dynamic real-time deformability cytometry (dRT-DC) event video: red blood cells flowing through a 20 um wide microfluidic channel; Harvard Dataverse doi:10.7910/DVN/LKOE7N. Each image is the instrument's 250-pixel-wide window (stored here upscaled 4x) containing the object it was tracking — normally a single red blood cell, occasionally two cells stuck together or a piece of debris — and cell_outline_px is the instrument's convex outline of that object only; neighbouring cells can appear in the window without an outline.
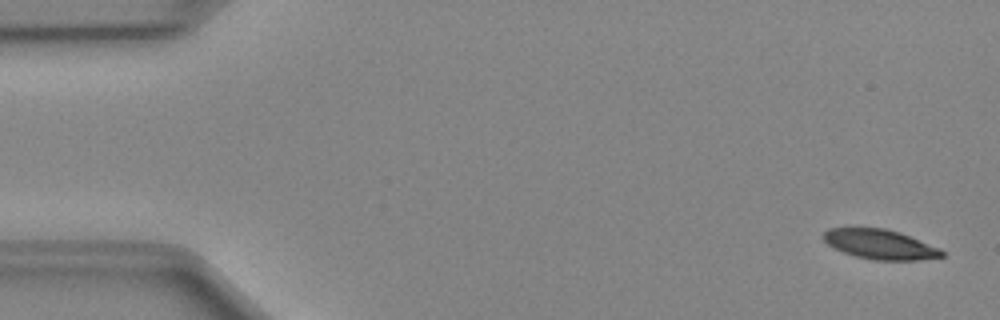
{"species": "Egyptian fruit bat (a non-hibernating species)", "species_latin": "Rousettus aegyptiacus", "temperature_condition": "cold", "stored_images_in_passage": 50, "camera_frame_rate_fps": 3000, "um_per_image_px": 0.085, "animal": {"sex": "female"}, "frame": {"image": 1, "passage_image": 2, "time_ms": 0.333, "image_size_px": [1000, 320], "cell_outline_px": [[944, 256], [916, 260], [872, 260], [856, 256], [844, 252], [828, 244], [820, 236], [828, 228], [884, 228], [900, 232], [940, 248], [944, 252]], "centroid_in_image_um": [74.8, 20.76], "position_along_channel_um": 10.2, "area_um2": 20.4}}
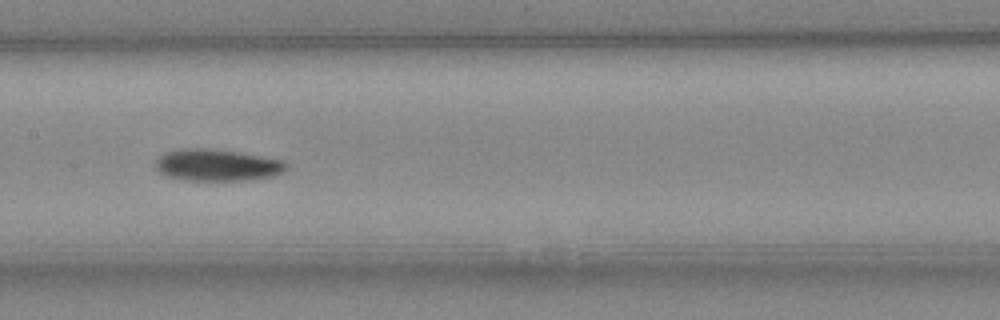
{"frame": {"image": 2, "passage_image": 25, "time_ms": 8.0, "image_size_px": [1000, 320], "cell_outline_px": [[288, 168], [284, 172], [272, 176], [252, 180], [184, 180], [168, 176], [160, 172], [156, 168], [156, 160], [164, 152], [184, 148], [212, 148], [284, 160], [288, 164]], "centroid_in_image_um": [18.48, 14.03], "position_along_channel_um": 188.9, "area_um2": 24.28}}
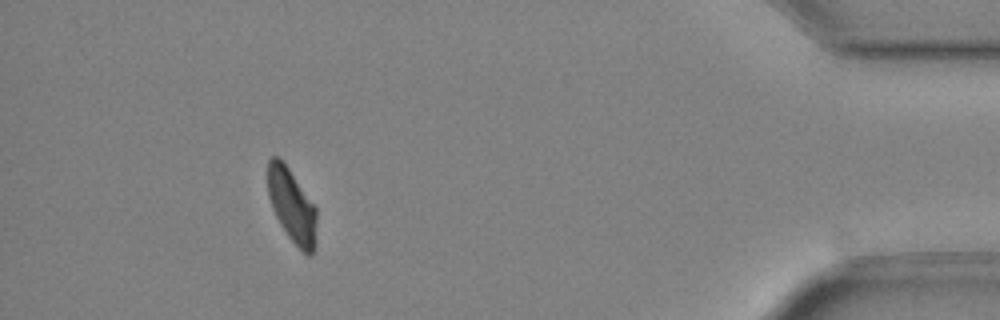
{"frame": {"image": 3, "passage_image": 46, "time_ms": 15.0, "image_size_px": [1000, 320], "cell_outline_px": [[316, 248], [312, 256], [308, 256], [288, 236], [280, 224], [272, 208], [268, 196], [268, 160], [272, 156], [280, 156], [316, 208]], "centroid_in_image_um": [24.81, 17.49], "position_along_channel_um": 410.4, "area_um2": 20.92}, "authors_computed_cell_mechanics": {"area_um2": 22.5998, "velocity_mm_per_s": 4.0035, "shape_relaxation_time_tau1_ms": 2.4584, "shape_relaxation_time_tau2_ms": null, "deformation_change_tau1": 0.1275, "deformation_change_tau2": null}}